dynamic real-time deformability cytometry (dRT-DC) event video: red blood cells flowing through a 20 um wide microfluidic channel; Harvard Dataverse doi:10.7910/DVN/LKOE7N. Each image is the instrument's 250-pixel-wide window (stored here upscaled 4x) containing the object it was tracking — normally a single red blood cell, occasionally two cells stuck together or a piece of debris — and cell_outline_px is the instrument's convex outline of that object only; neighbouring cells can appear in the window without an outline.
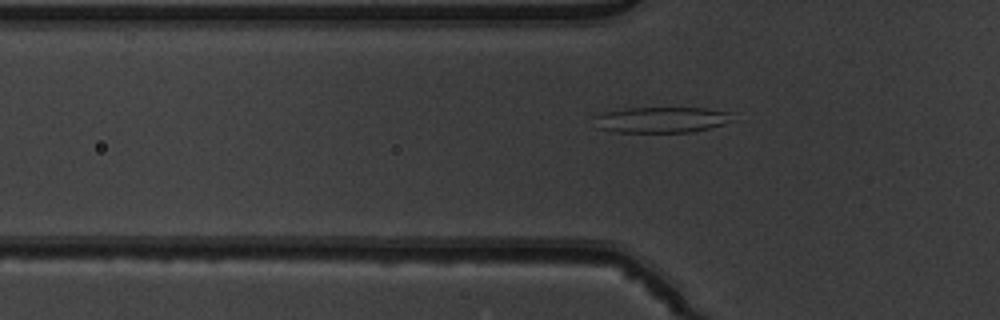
{"species": "common noctule bat (a hibernating species)", "species_latin": "Nyctalus noctula", "temperature_condition": "warm", "stored_images_in_passage": 51, "camera_frame_rate_fps": 3000, "um_per_image_px": 0.085, "animal": {"sex": "male", "body_mass_g": 19.5, "forearm_length_mm": 54.6}, "frame": {"image": 1, "passage_image": 17, "time_ms": 5.333, "image_size_px": [1000, 320], "cell_outline_px": [[736, 112], [732, 120], [724, 124], [692, 132], [616, 132], [596, 128], [592, 116], [604, 112], [628, 108], [704, 108]], "centroid_in_image_um": [56.23, 10.18], "position_along_channel_um": 69.6, "area_um2": 21.1}}
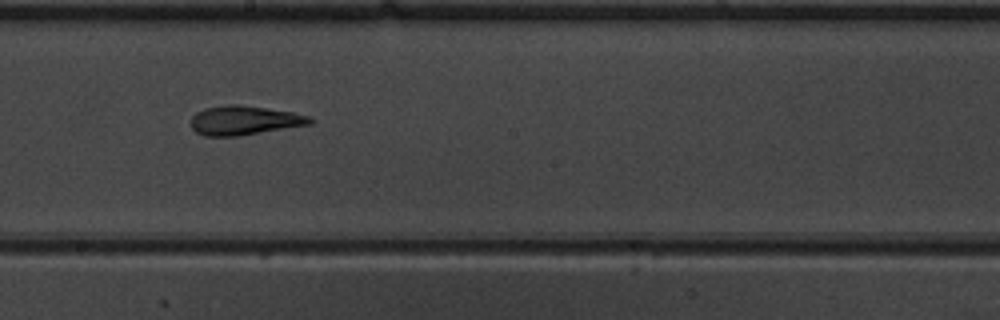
{"frame": {"image": 2, "passage_image": 29, "time_ms": 9.333, "image_size_px": [1000, 320], "cell_outline_px": [[312, 124], [240, 136], [204, 136], [196, 132], [192, 128], [192, 116], [196, 112], [204, 108], [228, 104], [236, 104], [292, 112], [312, 116]], "centroid_in_image_um": [20.77, 10.24], "position_along_channel_um": 227.4, "area_um2": 20.29}}
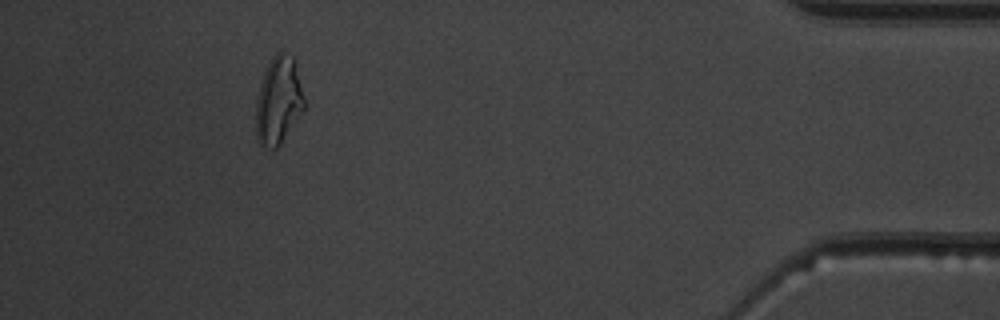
{"frame": {"image": 3, "passage_image": 47, "time_ms": 15.333, "image_size_px": [1000, 320], "cell_outline_px": [[304, 108], [280, 144], [276, 148], [272, 148], [260, 144], [256, 140], [256, 100], [260, 84], [264, 72], [272, 56], [276, 52], [284, 52], [292, 56], [296, 60], [304, 96]], "centroid_in_image_um": [23.67, 8.51], "position_along_channel_um": 411.5, "area_um2": 24.62}, "authors_computed_cell_mechanics": {"area_um2": 21.4438, "velocity_mm_per_s": 3.9646, "shape_relaxation_time_tau1_ms": null, "shape_relaxation_time_tau2_ms": 2.7899, "deformation_change_tau1": null, "deformation_change_tau2": 0.1395}}